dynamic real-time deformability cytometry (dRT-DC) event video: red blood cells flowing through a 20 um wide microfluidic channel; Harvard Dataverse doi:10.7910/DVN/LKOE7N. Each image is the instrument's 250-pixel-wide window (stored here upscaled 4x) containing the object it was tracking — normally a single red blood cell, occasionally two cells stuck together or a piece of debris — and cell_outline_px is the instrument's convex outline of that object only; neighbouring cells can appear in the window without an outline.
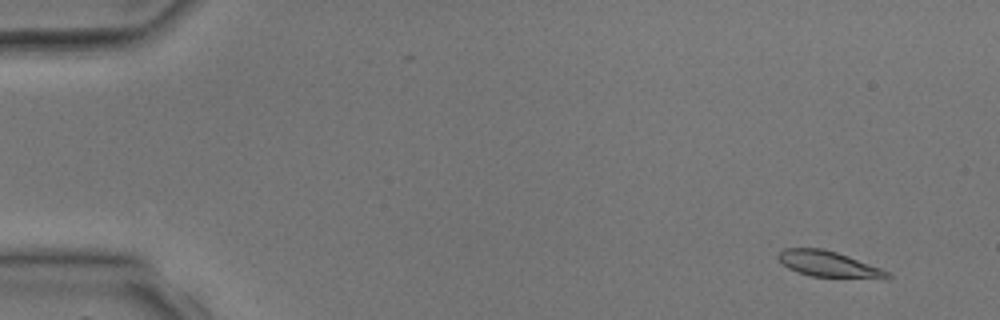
{"species": "common noctule bat (a hibernating species)", "species_latin": "Nyctalus noctula", "temperature_condition": "room temperature", "stored_images_in_passage": 4, "camera_frame_rate_fps": 3000, "um_per_image_px": 0.085, "animal": {"sex": "male", "body_mass_g": 17.9, "forearm_length_mm": 54.2}, "frame": {"image": 1, "passage_image": 1, "time_ms": 0.0, "image_size_px": [1000, 320], "cell_outline_px": [[892, 276], [884, 280], [812, 276], [796, 272], [788, 268], [776, 256], [784, 248], [824, 248], [848, 256], [880, 268], [888, 272]], "centroid_in_image_um": [70.47, 22.47], "position_along_channel_um": 14.5, "area_um2": 16.65}}
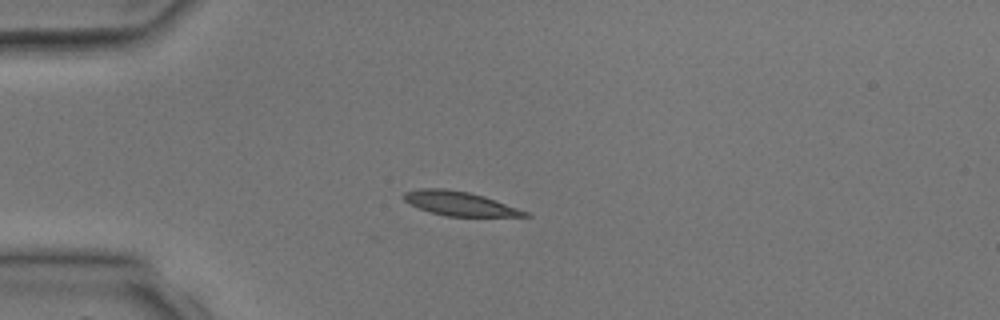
{"frame": {"image": 2, "passage_image": 3, "time_ms": 2.667, "image_size_px": [1000, 320], "cell_outline_px": [[532, 216], [448, 216], [432, 212], [408, 204], [404, 200], [404, 192], [420, 188], [444, 188], [468, 192], [484, 196], [528, 212]], "centroid_in_image_um": [39.04, 17.29], "position_along_channel_um": 46.0, "area_um2": 16.76}}